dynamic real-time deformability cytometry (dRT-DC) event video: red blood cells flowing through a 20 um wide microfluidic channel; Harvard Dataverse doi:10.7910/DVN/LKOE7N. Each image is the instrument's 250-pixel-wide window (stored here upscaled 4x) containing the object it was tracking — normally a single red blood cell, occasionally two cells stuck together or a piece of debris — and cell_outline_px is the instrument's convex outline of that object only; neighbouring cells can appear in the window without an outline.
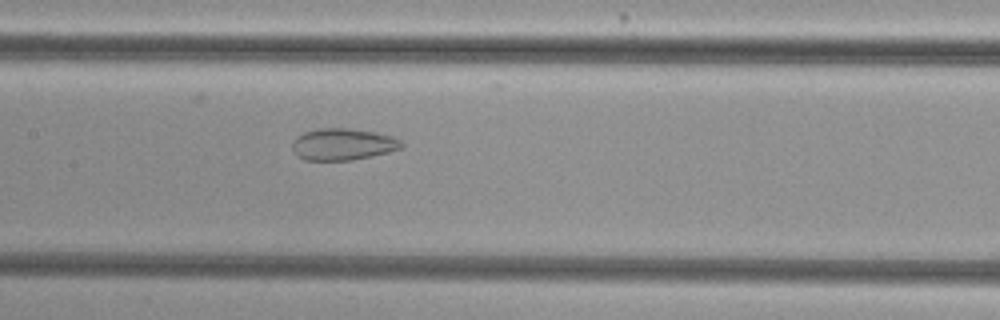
{"species": "common noctule bat (a hibernating species)", "species_latin": "Nyctalus noctula", "temperature_condition": "cold", "stored_images_in_passage": 37, "camera_frame_rate_fps": 3000, "um_per_image_px": 0.085, "animal": {"sex": "female", "body_mass_g": 29.2, "forearm_length_mm": 56.3}, "frame": {"image": 1, "passage_image": 17, "time_ms": 5.333, "image_size_px": [1000, 320], "cell_outline_px": [[404, 144], [400, 148], [388, 152], [372, 156], [352, 160], [304, 160], [296, 156], [292, 152], [292, 140], [296, 136], [304, 132], [316, 128], [348, 128], [376, 132], [392, 136], [400, 140]], "centroid_in_image_um": [29.09, 12.26], "position_along_channel_um": 178.3, "area_um2": 20.46}}
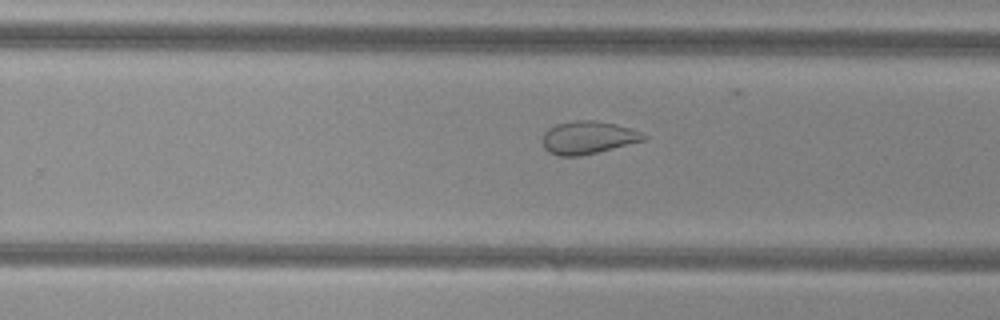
{"frame": {"image": 2, "passage_image": 25, "time_ms": 8.0, "image_size_px": [1000, 320], "cell_outline_px": [[648, 140], [580, 156], [560, 156], [548, 152], [544, 148], [544, 132], [548, 128], [556, 124], [576, 120], [596, 120], [616, 124], [632, 128], [648, 136]], "centroid_in_image_um": [50.02, 11.69], "position_along_channel_um": 279.8, "area_um2": 19.48}}
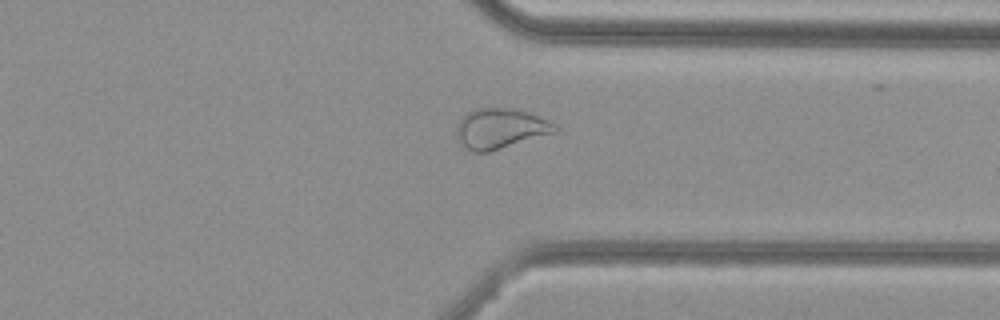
{"frame": {"image": 3, "passage_image": 32, "time_ms": 10.333, "image_size_px": [1000, 320], "cell_outline_px": [[560, 128], [556, 132], [488, 152], [472, 152], [464, 148], [460, 144], [456, 136], [456, 124], [464, 112], [472, 108], [512, 108], [528, 112], [548, 120], [556, 124]], "centroid_in_image_um": [42.47, 10.91], "position_along_channel_um": 368.9, "area_um2": 23.47}}